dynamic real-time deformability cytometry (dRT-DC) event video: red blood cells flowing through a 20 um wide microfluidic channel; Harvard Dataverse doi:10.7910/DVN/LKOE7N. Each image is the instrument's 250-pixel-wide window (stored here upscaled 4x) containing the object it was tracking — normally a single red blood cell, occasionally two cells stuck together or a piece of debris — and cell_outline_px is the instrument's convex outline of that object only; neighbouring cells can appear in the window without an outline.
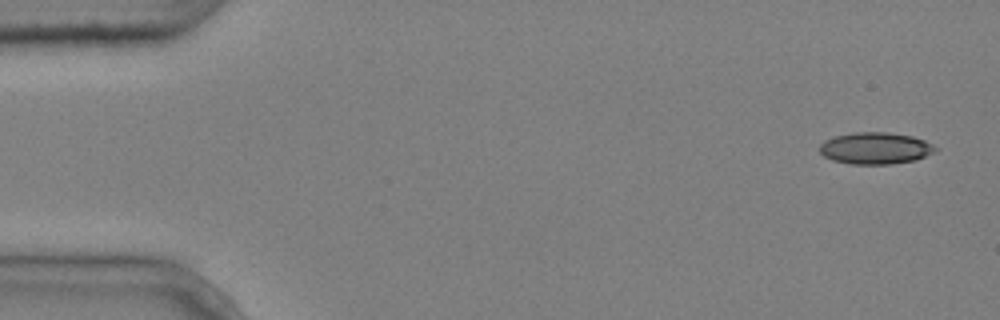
{"species": "common noctule bat (a hibernating species)", "species_latin": "Nyctalus noctula", "temperature_condition": "cold", "stored_images_in_passage": 9, "camera_frame_rate_fps": 3000, "um_per_image_px": 0.085, "animal": {"sex": "male", "body_mass_g": 20.4}, "frame": {"image": 1, "passage_image": 1, "time_ms": 0.0, "image_size_px": [1000, 320], "cell_outline_px": [[940, 148], [936, 152], [916, 160], [892, 164], [852, 164], [832, 160], [824, 156], [820, 152], [820, 144], [824, 140], [836, 136], [852, 132], [888, 132], [912, 136], [924, 140]], "centroid_in_image_um": [74.44, 12.6], "position_along_channel_um": 10.6, "area_um2": 21.62}}
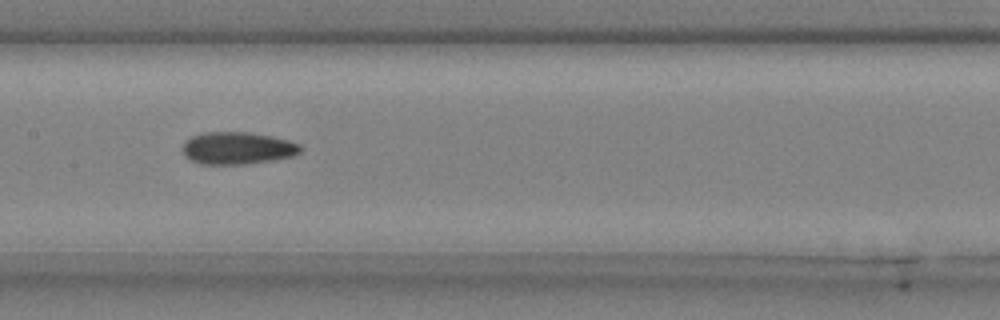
{"frame": {"image": 2, "passage_image": 8, "time_ms": 2.333, "image_size_px": [1000, 320], "cell_outline_px": [[304, 148], [296, 156], [276, 160], [244, 164], [200, 164], [188, 160], [184, 156], [184, 144], [192, 136], [204, 132], [248, 132], [272, 136], [288, 140], [300, 144]], "centroid_in_image_um": [20.24, 12.6], "position_along_channel_um": 187.2, "area_um2": 22.43}}
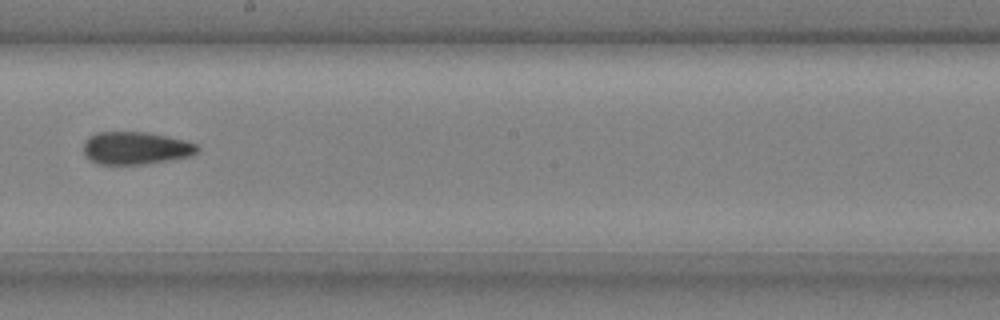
{"frame": {"image": 3, "passage_image": 9, "time_ms": 2.667, "image_size_px": [1000, 320], "cell_outline_px": [[200, 152], [192, 156], [148, 164], [96, 164], [84, 152], [84, 144], [88, 136], [96, 132], [148, 132], [168, 136], [184, 140], [196, 144], [200, 148]], "centroid_in_image_um": [11.59, 12.58], "position_along_channel_um": 236.6, "area_um2": 21.85}}